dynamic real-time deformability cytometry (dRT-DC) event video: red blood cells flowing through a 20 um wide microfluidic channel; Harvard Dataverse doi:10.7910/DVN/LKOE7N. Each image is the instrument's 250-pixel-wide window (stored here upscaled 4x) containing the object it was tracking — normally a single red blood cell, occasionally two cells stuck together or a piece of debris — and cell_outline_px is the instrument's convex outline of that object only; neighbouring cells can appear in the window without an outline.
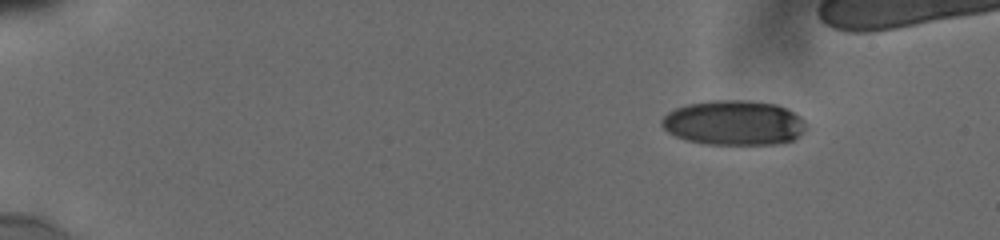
{"species": "human", "species_latin": "Homo sapiens", "temperature_condition": "cold", "stored_images_in_passage": 28, "camera_frame_rate_fps": 3000, "um_per_image_px": 0.085, "donor": {"sex": "male"}, "frame": {"image": 1, "passage_image": 1, "time_ms": 0.0, "image_size_px": [1000, 240], "cell_outline_px": [[804, 128], [792, 140], [772, 144], [704, 144], [688, 140], [676, 136], [668, 132], [660, 124], [660, 120], [668, 112], [684, 104], [712, 100], [744, 100], [776, 104], [788, 108], [804, 120]], "centroid_in_image_um": [62.32, 10.42], "position_along_channel_um": 22.7, "area_um2": 37.51}}
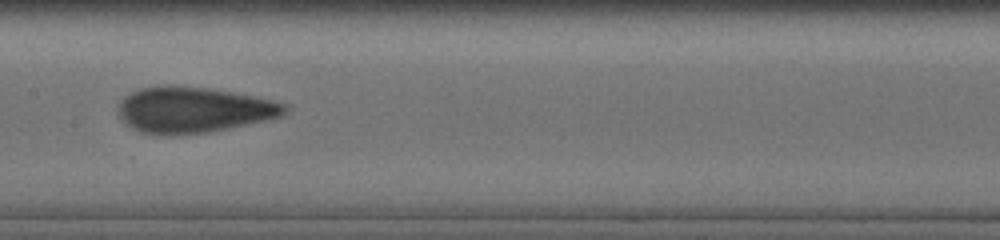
{"frame": {"image": 2, "passage_image": 13, "time_ms": 7.667, "image_size_px": [1000, 240], "cell_outline_px": [[288, 112], [280, 116], [264, 120], [208, 132], [140, 132], [124, 124], [120, 120], [116, 108], [120, 100], [128, 92], [140, 88], [160, 84], [172, 84], [208, 88], [232, 92], [272, 100], [288, 104]], "centroid_in_image_um": [16.38, 9.28], "position_along_channel_um": 191.0, "area_um2": 44.1}}
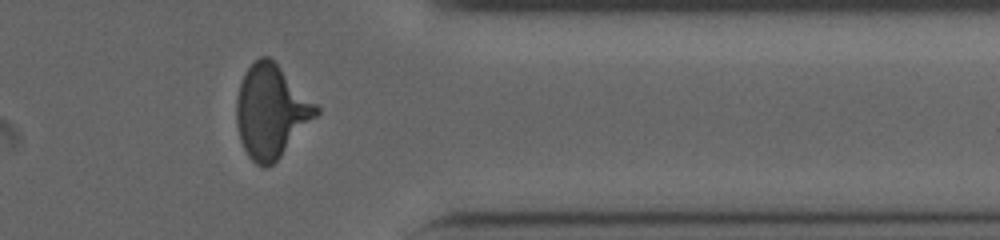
{"frame": {"image": 3, "passage_image": 24, "time_ms": 13.0, "image_size_px": [1000, 240], "cell_outline_px": [[320, 112], [280, 156], [272, 164], [264, 168], [256, 164], [248, 156], [240, 140], [236, 124], [236, 96], [244, 72], [260, 56], [268, 56], [320, 108]], "centroid_in_image_um": [23.0, 9.48], "position_along_channel_um": 388.4, "area_um2": 42.48}}